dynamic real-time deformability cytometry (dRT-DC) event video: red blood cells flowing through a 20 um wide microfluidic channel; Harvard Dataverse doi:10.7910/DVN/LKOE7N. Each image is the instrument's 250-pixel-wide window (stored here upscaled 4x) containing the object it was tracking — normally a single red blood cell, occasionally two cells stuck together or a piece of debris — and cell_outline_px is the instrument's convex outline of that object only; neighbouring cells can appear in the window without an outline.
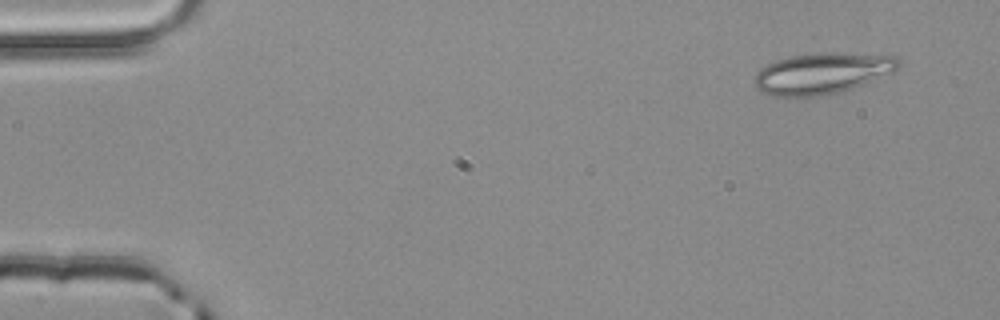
{"species": "common noctule bat (a hibernating species)", "species_latin": "Nyctalus noctula", "temperature_condition": "room temperature", "stored_images_in_passage": 3, "camera_frame_rate_fps": 3000, "um_per_image_px": 0.085, "animal": {"sex": "male", "body_mass_g": 20.4}, "frame": {"image": 1, "passage_image": 1, "time_ms": 0.0, "image_size_px": [1000, 320], "cell_outline_px": [[900, 68], [892, 72], [852, 88], [840, 92], [820, 96], [768, 96], [760, 92], [752, 80], [752, 76], [760, 68], [776, 60], [792, 56], [824, 52], [888, 52], [900, 60]], "centroid_in_image_um": [69.92, 6.2], "position_along_channel_um": 15.1, "area_um2": 35.37}}